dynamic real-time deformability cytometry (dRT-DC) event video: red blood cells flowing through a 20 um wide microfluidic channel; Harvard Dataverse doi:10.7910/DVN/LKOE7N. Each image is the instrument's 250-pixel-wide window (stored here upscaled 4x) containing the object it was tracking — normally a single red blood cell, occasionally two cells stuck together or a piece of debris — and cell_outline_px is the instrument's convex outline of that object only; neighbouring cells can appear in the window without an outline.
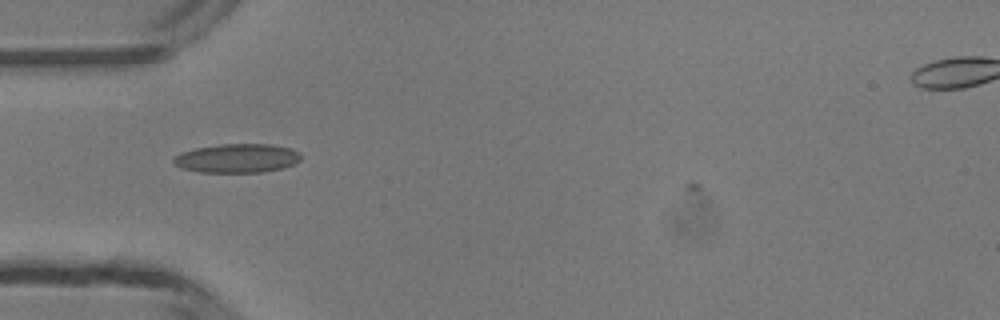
{"species": "common noctule bat (a hibernating species)", "species_latin": "Nyctalus noctula", "temperature_condition": "room temperature", "stored_images_in_passage": 33, "camera_frame_rate_fps": 3000, "um_per_image_px": 0.085, "animal": {"sex": "male", "body_mass_g": 13.3}, "frame": {"image": 1, "passage_image": 2, "time_ms": 0.333, "image_size_px": [1000, 320], "cell_outline_px": [[300, 160], [284, 168], [264, 172], [200, 172], [180, 168], [172, 160], [180, 152], [196, 148], [220, 144], [272, 144], [292, 148], [300, 152]], "centroid_in_image_um": [20.17, 13.45], "position_along_channel_um": 64.8, "area_um2": 21.56}}
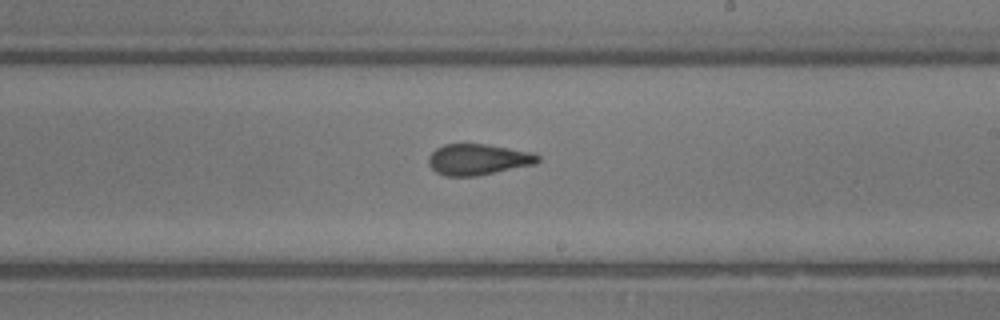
{"frame": {"image": 2, "passage_image": 15, "time_ms": 4.667, "image_size_px": [1000, 320], "cell_outline_px": [[540, 160], [536, 164], [476, 176], [444, 176], [436, 172], [428, 164], [428, 156], [436, 148], [444, 144], [488, 144], [532, 152], [540, 156]], "centroid_in_image_um": [40.63, 13.55], "position_along_channel_um": 248.4, "area_um2": 19.88}}
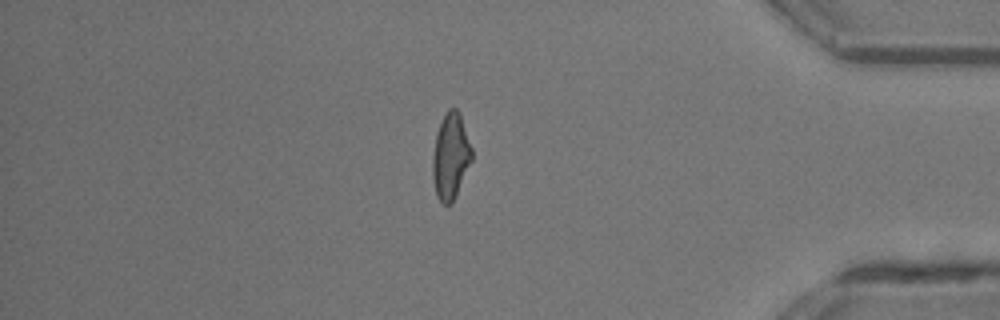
{"frame": {"image": 3, "passage_image": 28, "time_ms": 9.0, "image_size_px": [1000, 320], "cell_outline_px": [[472, 160], [456, 196], [452, 204], [444, 204], [436, 196], [432, 176], [432, 156], [436, 132], [448, 108], [456, 108], [460, 112], [472, 148]], "centroid_in_image_um": [38.3, 13.29], "position_along_channel_um": 396.9, "area_um2": 19.83}, "authors_computed_cell_mechanics": {"area_um2": 19.941, "velocity_mm_per_s": 4.2284, "shape_relaxation_time_tau1_ms": null, "shape_relaxation_time_tau2_ms": 1.3058, "deformation_change_tau1": null, "deformation_change_tau2": 0.0849}}